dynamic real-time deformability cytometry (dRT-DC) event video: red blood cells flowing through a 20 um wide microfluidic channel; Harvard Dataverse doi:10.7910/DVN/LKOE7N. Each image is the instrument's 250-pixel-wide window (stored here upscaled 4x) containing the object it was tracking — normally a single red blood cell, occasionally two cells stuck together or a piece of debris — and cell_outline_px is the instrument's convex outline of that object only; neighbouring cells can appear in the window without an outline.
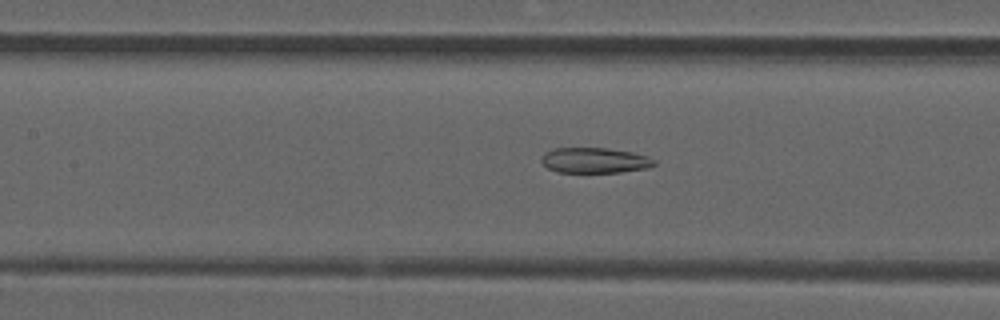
{"species": "common noctule bat (a hibernating species)", "species_latin": "Nyctalus noctula", "temperature_condition": "room temperature", "stored_images_in_passage": 35, "camera_frame_rate_fps": 3000, "um_per_image_px": 0.085, "animal": {"sex": "male", "forearm_length_mm": 52.5}, "frame": {"image": 1, "passage_image": 14, "time_ms": 4.333, "image_size_px": [1000, 320], "cell_outline_px": [[656, 164], [648, 168], [620, 172], [556, 172], [548, 168], [540, 160], [544, 152], [552, 148], [608, 148], [632, 152], [648, 156], [656, 160]], "centroid_in_image_um": [50.55, 13.62], "position_along_channel_um": 156.9, "area_um2": 16.82}}
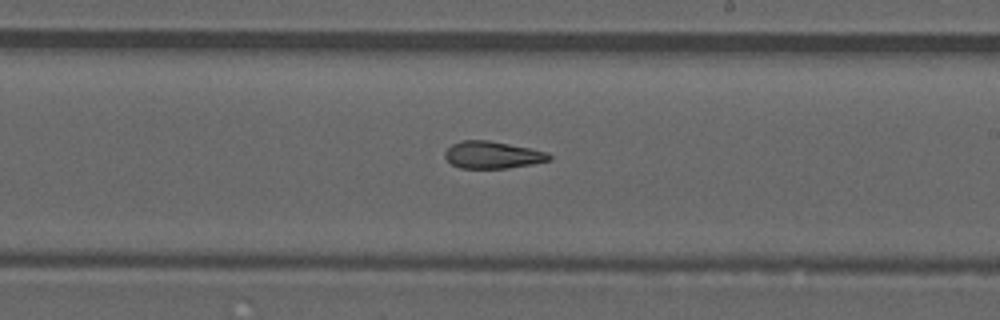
{"frame": {"image": 2, "passage_image": 21, "time_ms": 6.667, "image_size_px": [1000, 320], "cell_outline_px": [[552, 160], [532, 164], [508, 168], [460, 168], [452, 164], [444, 156], [444, 152], [452, 144], [460, 140], [488, 140], [548, 152], [552, 156]], "centroid_in_image_um": [41.86, 13.17], "position_along_channel_um": 247.1, "area_um2": 16.47}}
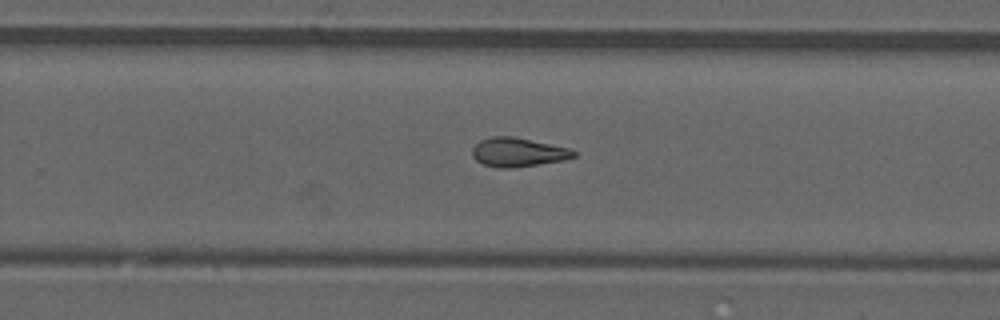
{"frame": {"image": 3, "passage_image": 24, "time_ms": 7.667, "image_size_px": [1000, 320], "cell_outline_px": [[576, 156], [564, 160], [512, 168], [496, 168], [484, 164], [476, 160], [472, 156], [472, 148], [480, 140], [492, 136], [512, 136], [568, 148], [576, 152]], "centroid_in_image_um": [43.99, 12.94], "position_along_channel_um": 285.8, "area_um2": 16.99}}